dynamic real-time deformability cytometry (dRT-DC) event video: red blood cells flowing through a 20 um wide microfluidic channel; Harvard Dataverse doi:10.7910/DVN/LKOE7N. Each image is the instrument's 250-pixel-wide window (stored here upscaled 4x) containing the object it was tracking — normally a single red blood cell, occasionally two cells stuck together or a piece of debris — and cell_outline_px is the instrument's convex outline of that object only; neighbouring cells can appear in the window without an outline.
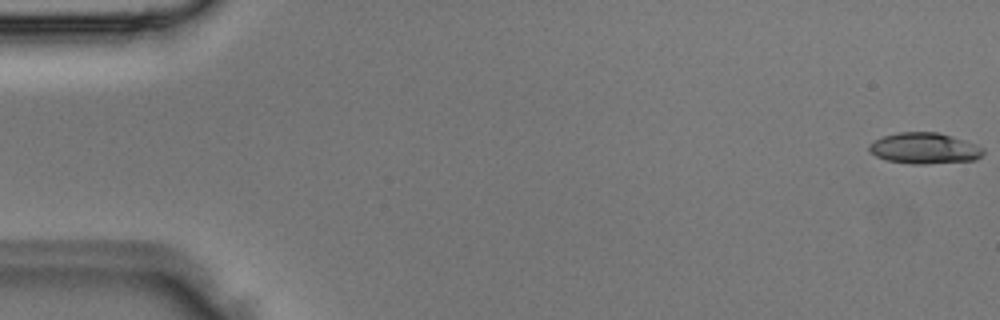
{"species": "Egyptian fruit bat (a non-hibernating species)", "species_latin": "Rousettus aegyptiacus", "temperature_condition": "room temperature", "stored_images_in_passage": 4, "camera_frame_rate_fps": 3000, "um_per_image_px": 0.085, "animal": {"sex": "male"}, "frame": {"image": 1, "passage_image": 1, "time_ms": 0.0, "image_size_px": [1000, 320], "cell_outline_px": [[984, 152], [976, 160], [924, 164], [912, 164], [888, 160], [876, 156], [868, 148], [872, 140], [884, 136], [900, 132], [936, 132], [952, 136], [976, 144], [984, 148]], "centroid_in_image_um": [78.59, 12.6], "position_along_channel_um": 6.4, "area_um2": 20.52}}
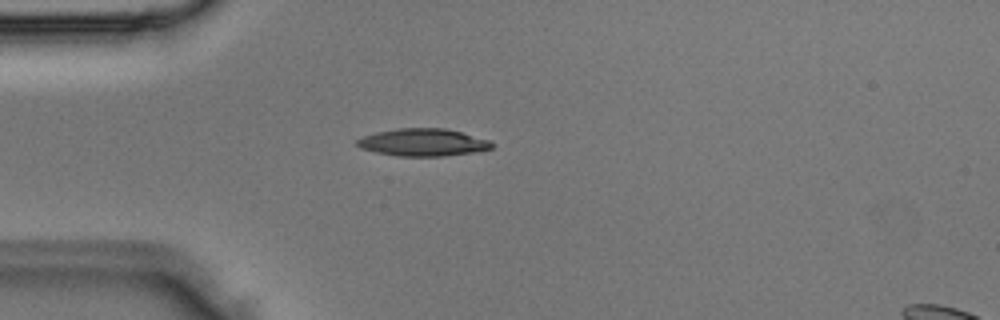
{"frame": {"image": 2, "passage_image": 4, "time_ms": 1.0, "image_size_px": [1000, 320], "cell_outline_px": [[492, 148], [472, 152], [444, 156], [396, 156], [376, 152], [360, 148], [356, 144], [356, 140], [364, 136], [376, 132], [396, 128], [444, 128], [460, 132], [488, 140], [492, 144]], "centroid_in_image_um": [35.89, 12.1], "position_along_channel_um": 49.1, "area_um2": 21.33}}